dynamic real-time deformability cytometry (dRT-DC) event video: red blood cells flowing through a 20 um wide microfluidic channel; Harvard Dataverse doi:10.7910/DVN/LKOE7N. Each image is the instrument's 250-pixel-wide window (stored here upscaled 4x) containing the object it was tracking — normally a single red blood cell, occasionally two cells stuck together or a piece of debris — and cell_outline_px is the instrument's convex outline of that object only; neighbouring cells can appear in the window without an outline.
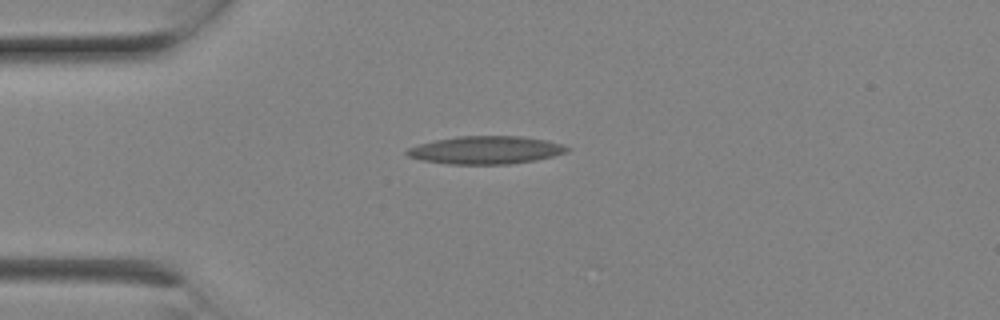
{"species": "Egyptian fruit bat (a non-hibernating species)", "species_latin": "Rousettus aegyptiacus", "temperature_condition": "room temperature", "stored_images_in_passage": 4, "camera_frame_rate_fps": 3000, "um_per_image_px": 0.085, "animal": {"sex": "female"}, "frame": {"image": 1, "passage_image": 2, "time_ms": 0.333, "image_size_px": [1000, 320], "cell_outline_px": [[568, 152], [536, 160], [508, 164], [448, 164], [420, 160], [408, 156], [404, 152], [408, 148], [420, 144], [436, 140], [456, 136], [520, 136], [548, 140], [564, 144], [568, 148]], "centroid_in_image_um": [41.29, 12.75], "position_along_channel_um": 43.7, "area_um2": 26.07}}
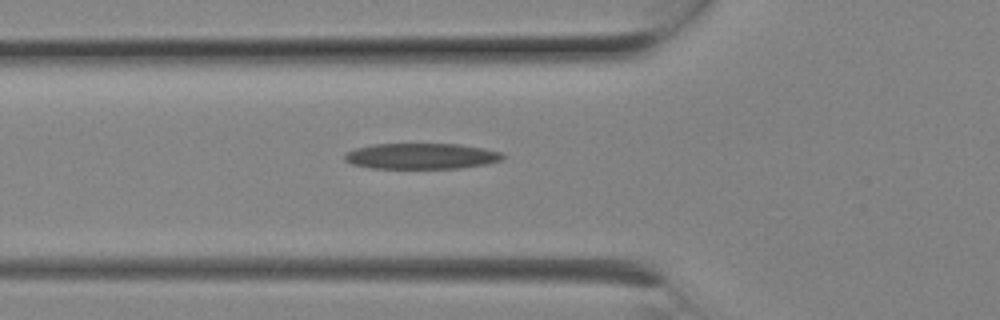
{"frame": {"image": 2, "passage_image": 4, "time_ms": 1.0, "image_size_px": [1000, 320], "cell_outline_px": [[504, 160], [484, 164], [456, 168], [372, 168], [352, 164], [344, 160], [344, 156], [348, 152], [356, 148], [372, 144], [460, 144], [484, 148], [500, 152], [504, 156]], "centroid_in_image_um": [35.81, 13.26], "position_along_channel_um": 90.0, "area_um2": 23.64}}